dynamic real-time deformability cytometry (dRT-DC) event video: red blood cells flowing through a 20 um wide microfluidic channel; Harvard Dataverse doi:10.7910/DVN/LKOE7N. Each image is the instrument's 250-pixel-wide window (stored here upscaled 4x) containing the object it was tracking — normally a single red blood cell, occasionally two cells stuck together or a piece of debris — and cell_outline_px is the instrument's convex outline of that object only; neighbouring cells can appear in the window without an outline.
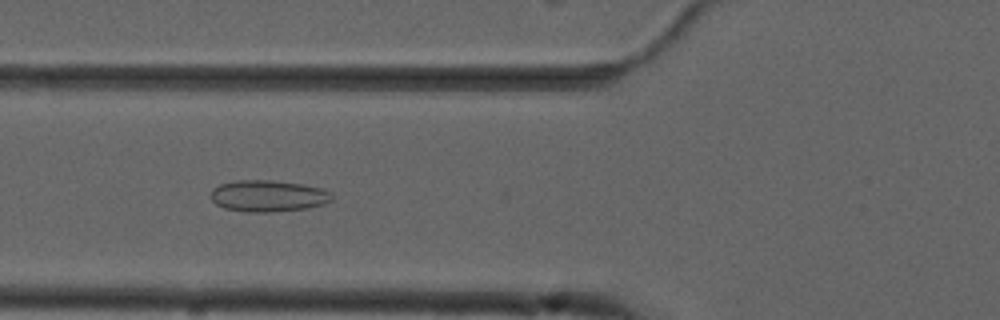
{"species": "common noctule bat (a hibernating species)", "species_latin": "Nyctalus noctula", "temperature_condition": "cold", "stored_images_in_passage": 54, "camera_frame_rate_fps": 3000, "um_per_image_px": 0.085, "animal": {"sex": "male", "forearm_length_mm": 52.5}, "frame": {"image": 1, "passage_image": 20, "time_ms": 6.333, "image_size_px": [1000, 320], "cell_outline_px": [[332, 200], [324, 204], [304, 208], [268, 212], [248, 212], [224, 208], [216, 204], [208, 196], [212, 188], [220, 184], [236, 180], [272, 180], [304, 184], [320, 188], [332, 192]], "centroid_in_image_um": [22.75, 16.64], "position_along_channel_um": 103.0, "area_um2": 22.37}}
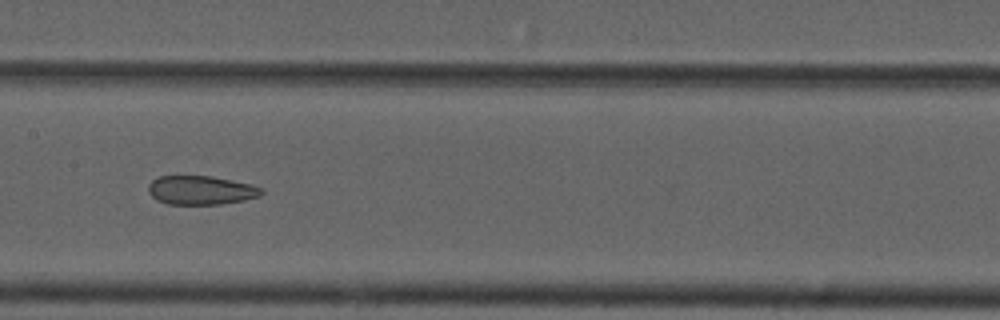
{"frame": {"image": 2, "passage_image": 27, "time_ms": 8.667, "image_size_px": [1000, 320], "cell_outline_px": [[264, 192], [260, 196], [244, 200], [220, 204], [168, 204], [156, 200], [148, 192], [148, 184], [152, 180], [160, 176], [212, 176], [252, 184], [264, 188]], "centroid_in_image_um": [17.1, 16.16], "position_along_channel_um": 190.3, "area_um2": 19.19}}
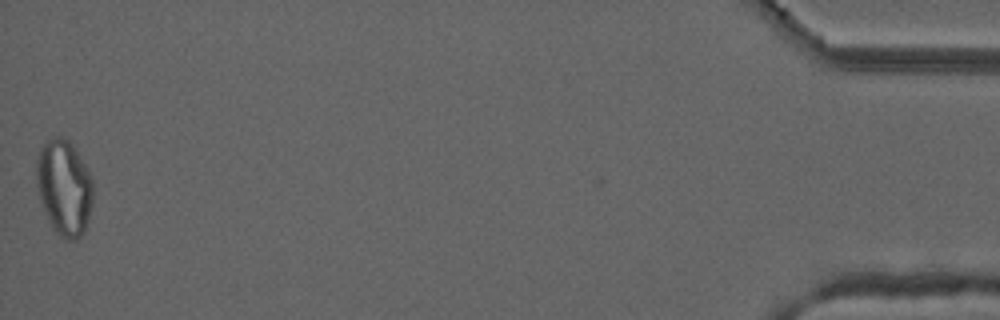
{"frame": {"image": 3, "passage_image": 54, "time_ms": 17.667, "image_size_px": [1000, 320], "cell_outline_px": [[92, 204], [88, 220], [84, 232], [76, 240], [64, 240], [52, 228], [48, 220], [40, 200], [36, 184], [36, 160], [40, 148], [48, 140], [56, 136], [64, 136], [76, 148], [92, 176]], "centroid_in_image_um": [5.45, 15.93], "position_along_channel_um": 429.7, "area_um2": 31.91}, "authors_computed_cell_mechanics": {"area_um2": 26.01, "velocity_mm_per_s": 3.7191, "shape_relaxation_time_tau1_ms": null, "shape_relaxation_time_tau2_ms": 2.767, "deformation_change_tau1": null, "deformation_change_tau2": 0.1059}}